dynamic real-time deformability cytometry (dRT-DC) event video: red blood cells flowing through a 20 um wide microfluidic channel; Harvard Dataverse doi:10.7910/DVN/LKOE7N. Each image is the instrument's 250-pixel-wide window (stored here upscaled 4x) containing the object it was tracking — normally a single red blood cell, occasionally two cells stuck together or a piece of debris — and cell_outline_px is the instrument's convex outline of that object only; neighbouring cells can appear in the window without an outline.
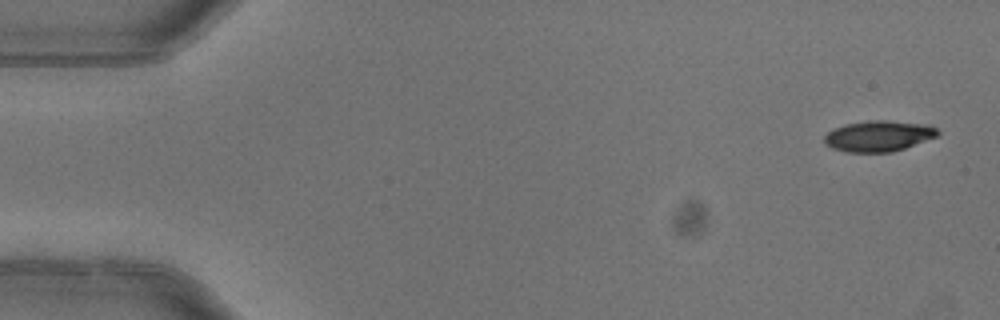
{"species": "common noctule bat (a hibernating species)", "species_latin": "Nyctalus noctula", "temperature_condition": "warm", "stored_images_in_passage": 4, "camera_frame_rate_fps": 3000, "um_per_image_px": 0.085, "animal": {"sex": "female"}, "frame": {"image": 1, "passage_image": 1, "time_ms": 0.0, "image_size_px": [1000, 320], "cell_outline_px": [[940, 136], [892, 152], [844, 152], [832, 148], [824, 144], [824, 136], [832, 128], [844, 124], [872, 120], [884, 120], [932, 124], [940, 132]], "centroid_in_image_um": [74.7, 11.55], "position_along_channel_um": 10.3, "area_um2": 20.75}}
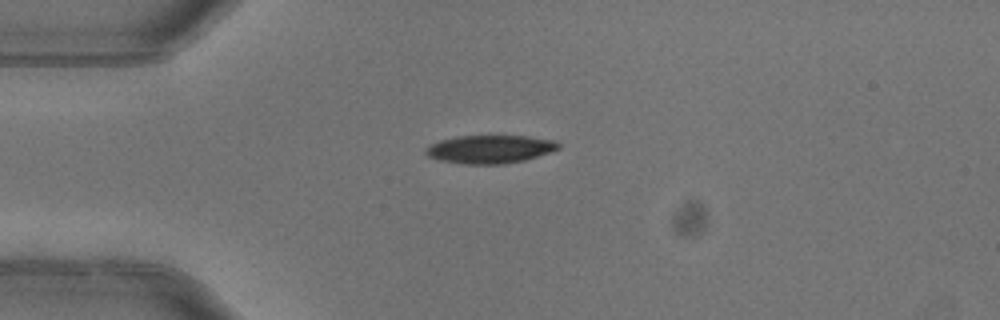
{"frame": {"image": 2, "passage_image": 4, "time_ms": 1.0, "image_size_px": [1000, 320], "cell_outline_px": [[560, 148], [524, 160], [500, 164], [464, 164], [440, 160], [428, 156], [424, 152], [424, 148], [440, 140], [456, 136], [528, 136], [556, 140], [560, 144]], "centroid_in_image_um": [41.63, 12.67], "position_along_channel_um": 43.4, "area_um2": 21.68}}